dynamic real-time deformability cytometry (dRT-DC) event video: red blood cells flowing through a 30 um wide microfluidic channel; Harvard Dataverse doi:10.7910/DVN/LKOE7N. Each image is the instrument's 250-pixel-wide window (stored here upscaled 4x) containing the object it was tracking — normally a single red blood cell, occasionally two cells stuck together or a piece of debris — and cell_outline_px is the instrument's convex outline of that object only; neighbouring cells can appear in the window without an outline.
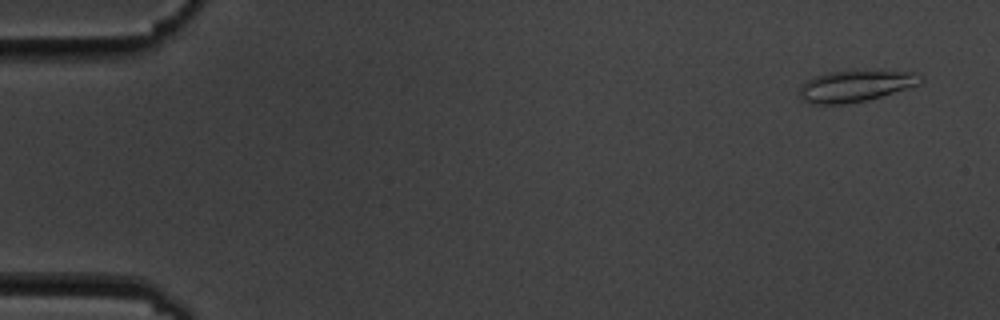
{"species": "common noctule bat (a hibernating species)", "species_latin": "Nyctalus noctula", "temperature_condition": "cold", "stored_images_in_passage": 13, "camera_frame_rate_fps": 3000, "um_per_image_px": 0.085, "animal": {"sex": "male", "body_mass_g": 19.5, "forearm_length_mm": 54.6}, "frame": {"image": 1, "passage_image": 1, "time_ms": 0.0, "image_size_px": [1000, 320], "cell_outline_px": [[924, 80], [920, 84], [868, 100], [844, 104], [812, 104], [800, 100], [800, 84], [816, 76], [828, 72], [920, 72]], "centroid_in_image_um": [72.7, 7.34], "position_along_channel_um": 12.3, "area_um2": 21.79}}
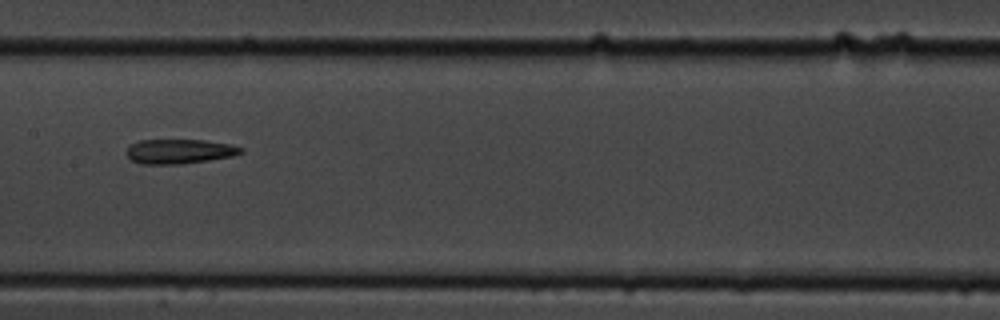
{"frame": {"image": 2, "passage_image": 8, "time_ms": 8.667, "image_size_px": [1000, 320], "cell_outline_px": [[244, 152], [232, 156], [208, 160], [180, 164], [140, 164], [132, 160], [124, 152], [132, 144], [140, 140], [204, 140], [232, 144], [244, 148]], "centroid_in_image_um": [15.27, 12.86], "position_along_channel_um": 192.1, "area_um2": 16.42}}
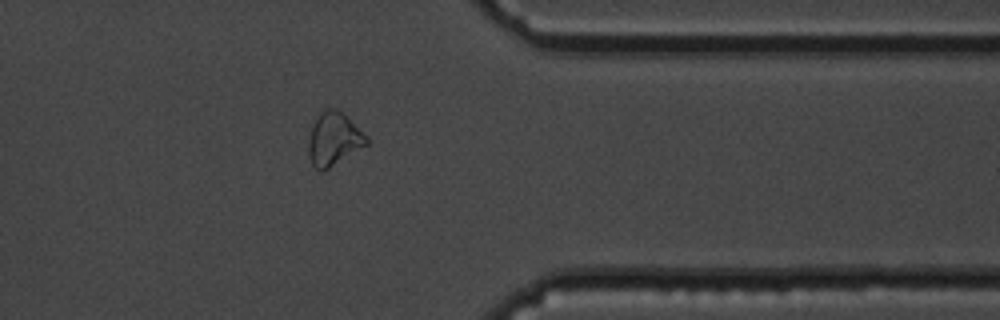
{"frame": {"image": 3, "passage_image": 13, "time_ms": 14.333, "image_size_px": [1000, 320], "cell_outline_px": [[368, 144], [328, 168], [320, 172], [312, 164], [308, 152], [308, 144], [316, 112], [328, 108], [336, 108], [368, 136]], "centroid_in_image_um": [28.35, 11.79], "position_along_channel_um": 383.0, "area_um2": 17.8}, "authors_computed_cell_mechanics": {"area_um2": 17.2822, "velocity_mm_per_s": 3.5371, "shape_relaxation_time_tau1_ms": null, "shape_relaxation_time_tau2_ms": 8.6443, "deformation_change_tau1": null, "deformation_change_tau2": 0.2095}}